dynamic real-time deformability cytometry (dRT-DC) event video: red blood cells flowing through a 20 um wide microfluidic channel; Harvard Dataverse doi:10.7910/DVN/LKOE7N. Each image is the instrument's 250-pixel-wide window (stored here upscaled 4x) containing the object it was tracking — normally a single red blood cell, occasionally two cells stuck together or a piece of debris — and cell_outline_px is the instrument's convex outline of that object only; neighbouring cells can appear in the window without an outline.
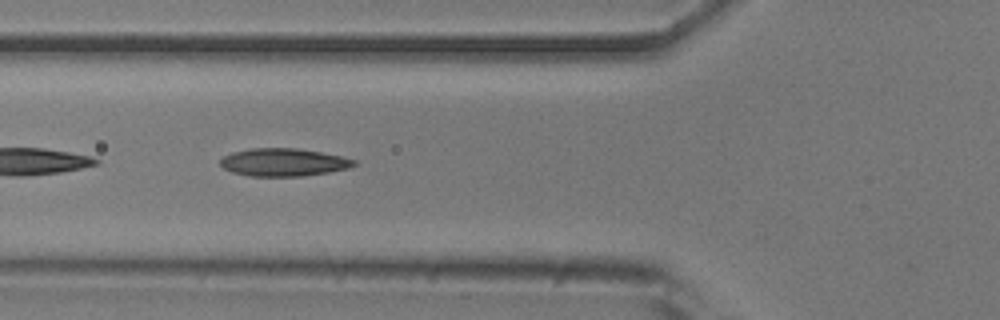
{"species": "common noctule bat (a hibernating species)", "species_latin": "Nyctalus noctula", "temperature_condition": "room temperature", "stored_images_in_passage": 49, "camera_frame_rate_fps": 3000, "um_per_image_px": 0.085, "animal": {"sex": "male", "body_mass_g": 20.5, "forearm_length_mm": 52.5}, "frame": {"image": 1, "passage_image": 15, "time_ms": 4.667, "image_size_px": [1000, 320], "cell_outline_px": [[356, 164], [348, 168], [328, 172], [300, 176], [248, 176], [232, 172], [224, 168], [220, 164], [220, 160], [224, 156], [232, 152], [248, 148], [296, 148], [320, 152], [340, 156], [356, 160]], "centroid_in_image_um": [24.06, 13.79], "position_along_channel_um": 101.7, "area_um2": 21.56}}
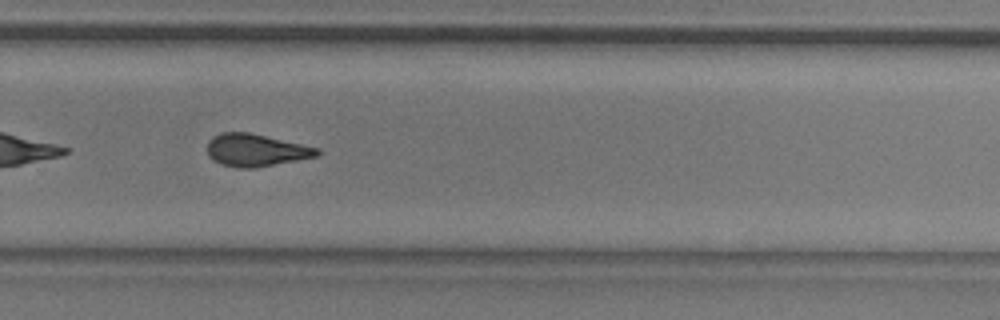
{"frame": {"image": 2, "passage_image": 31, "time_ms": 10.0, "image_size_px": [1000, 320], "cell_outline_px": [[320, 152], [316, 156], [256, 168], [240, 168], [220, 164], [212, 160], [208, 156], [208, 140], [212, 136], [220, 132], [252, 132], [320, 148]], "centroid_in_image_um": [21.72, 12.75], "position_along_channel_um": 308.1, "area_um2": 20.98}}
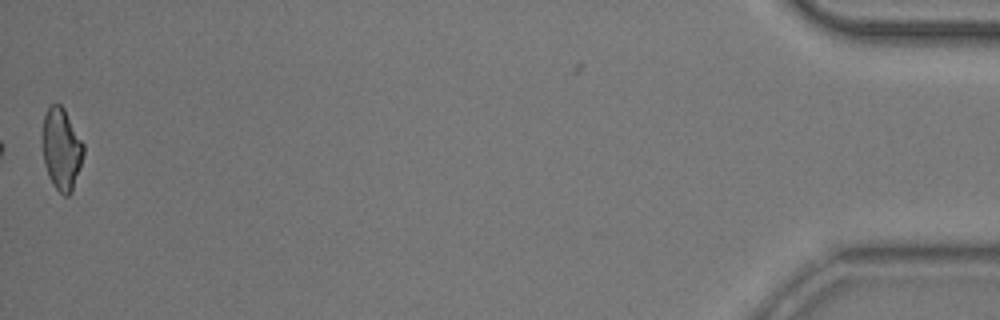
{"frame": {"image": 3, "passage_image": 48, "time_ms": 15.667, "image_size_px": [1000, 320], "cell_outline_px": [[84, 152], [80, 168], [72, 192], [68, 196], [64, 196], [52, 184], [48, 176], [44, 164], [40, 136], [40, 132], [44, 116], [48, 108], [52, 104], [60, 104], [64, 108], [84, 144]], "centroid_in_image_um": [5.19, 12.67], "position_along_channel_um": 430.0, "area_um2": 20.06}, "authors_computed_cell_mechanics": {"area_um2": 20.9814, "velocity_mm_per_s": 3.8775, "shape_relaxation_time_tau1_ms": 6.5057, "shape_relaxation_time_tau2_ms": 2.9313, "deformation_change_tau1": 0.1749, "deformation_change_tau2": 0.0906}}